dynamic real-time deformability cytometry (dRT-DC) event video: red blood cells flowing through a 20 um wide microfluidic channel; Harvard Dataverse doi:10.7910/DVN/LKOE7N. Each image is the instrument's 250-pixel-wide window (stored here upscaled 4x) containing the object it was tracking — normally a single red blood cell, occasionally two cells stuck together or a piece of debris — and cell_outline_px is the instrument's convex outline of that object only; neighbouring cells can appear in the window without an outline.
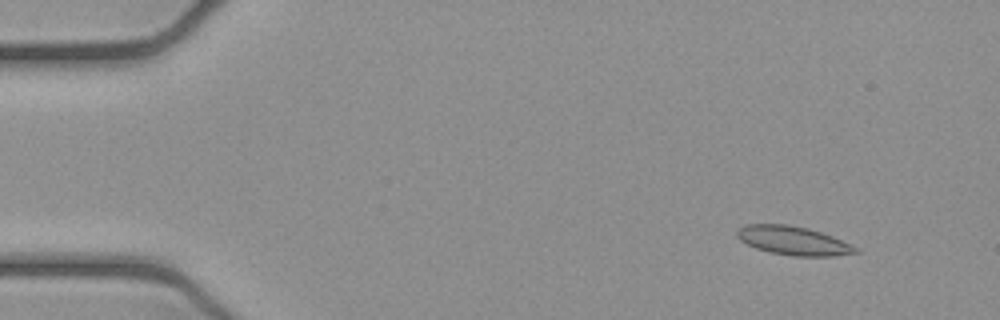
{"species": "common noctule bat (a hibernating species)", "species_latin": "Nyctalus noctula", "temperature_condition": "cold", "stored_images_in_passage": 50, "camera_frame_rate_fps": 3000, "um_per_image_px": 0.085, "animal": {"sex": "female", "body_mass_g": 21.9}, "frame": {"image": 1, "passage_image": 3, "time_ms": 0.667, "image_size_px": [1000, 320], "cell_outline_px": [[860, 252], [836, 256], [792, 256], [768, 252], [756, 248], [740, 240], [736, 236], [736, 232], [744, 224], [788, 224], [808, 228], [832, 236], [860, 248]], "centroid_in_image_um": [67.44, 20.46], "position_along_channel_um": 17.6, "area_um2": 20.0}}
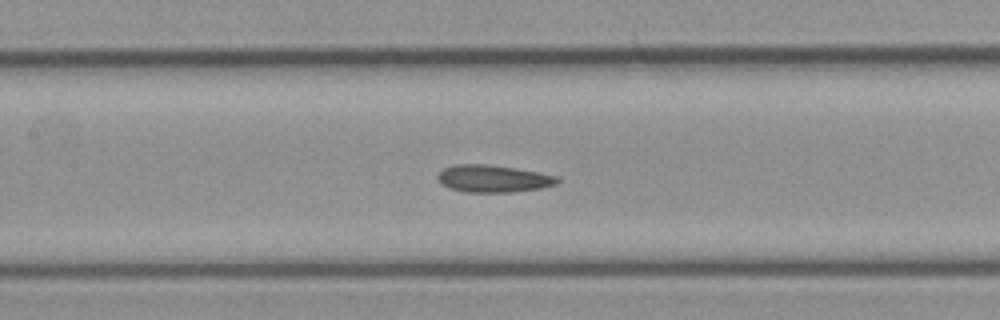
{"frame": {"image": 2, "passage_image": 22, "time_ms": 7.0, "image_size_px": [1000, 320], "cell_outline_px": [[560, 180], [556, 184], [540, 188], [512, 192], [464, 192], [448, 188], [440, 184], [436, 176], [444, 168], [456, 164], [488, 164], [516, 168], [556, 176]], "centroid_in_image_um": [41.87, 15.18], "position_along_channel_um": 165.5, "area_um2": 19.02}}
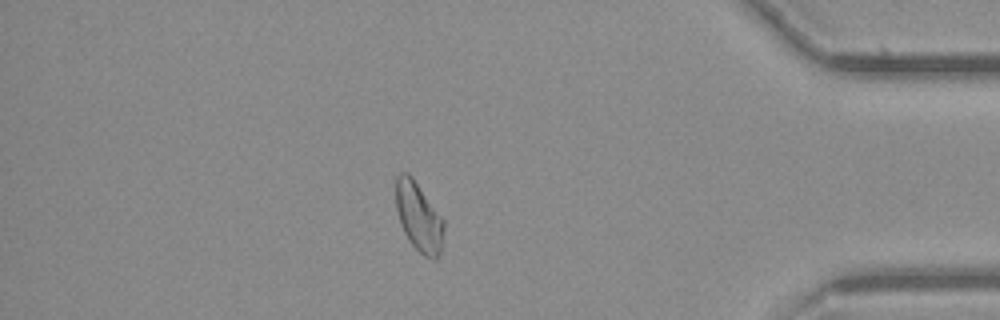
{"frame": {"image": 3, "passage_image": 43, "time_ms": 14.0, "image_size_px": [1000, 320], "cell_outline_px": [[444, 228], [440, 252], [436, 260], [432, 260], [424, 256], [408, 240], [400, 224], [396, 208], [396, 176], [400, 172], [408, 172], [412, 176], [444, 220]], "centroid_in_image_um": [35.58, 18.43], "position_along_channel_um": 399.6, "area_um2": 19.31}, "authors_computed_cell_mechanics": {"area_um2": 19.2474, "velocity_mm_per_s": 3.9097, "shape_relaxation_time_tau1_ms": null, "shape_relaxation_time_tau2_ms": 3.5256, "deformation_change_tau1": null, "deformation_change_tau2": 0.1053}}